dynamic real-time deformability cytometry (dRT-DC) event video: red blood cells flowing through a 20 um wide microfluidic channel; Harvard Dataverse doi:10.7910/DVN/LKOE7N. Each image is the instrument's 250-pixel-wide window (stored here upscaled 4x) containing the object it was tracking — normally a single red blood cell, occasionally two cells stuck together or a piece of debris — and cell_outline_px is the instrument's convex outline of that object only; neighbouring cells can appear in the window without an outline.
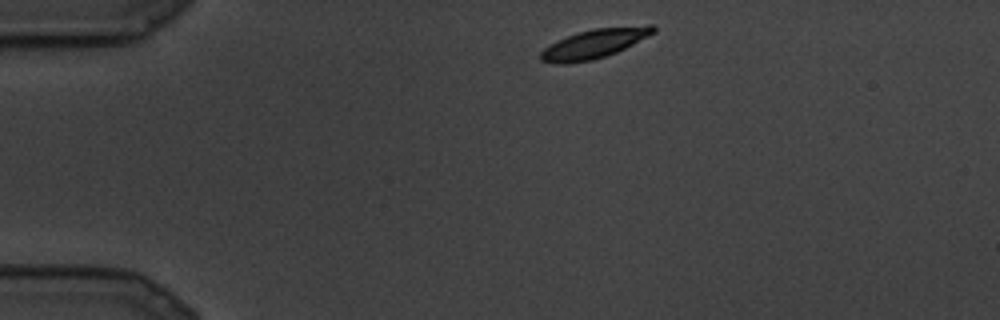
{"species": "common noctule bat (a hibernating species)", "species_latin": "Nyctalus noctula", "temperature_condition": "cold", "stored_images_in_passage": 12, "camera_frame_rate_fps": 3000, "um_per_image_px": 0.085, "animal": {"sex": "male", "body_mass_g": 19.5, "forearm_length_mm": 54.6}, "frame": {"image": 1, "passage_image": 1, "time_ms": 0.0, "image_size_px": [1000, 320], "cell_outline_px": [[656, 32], [616, 52], [592, 60], [564, 64], [560, 64], [540, 60], [540, 52], [544, 48], [568, 36], [592, 28], [648, 24], [652, 24], [656, 28]], "centroid_in_image_um": [50.56, 3.69], "position_along_channel_um": 34.4, "area_um2": 18.96}}
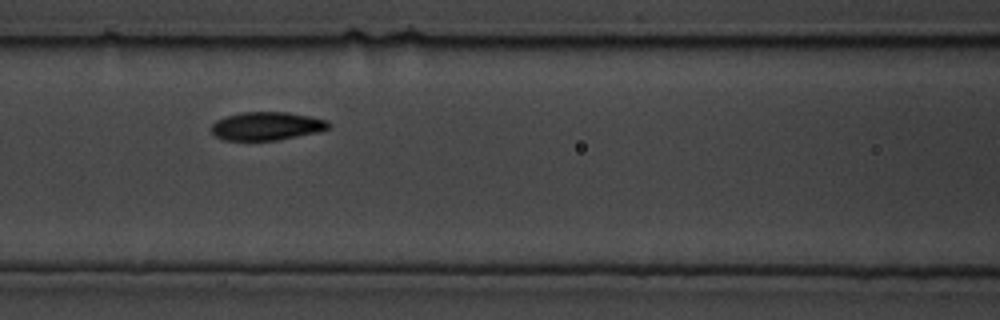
{"frame": {"image": 2, "passage_image": 7, "time_ms": 2.0, "image_size_px": [1000, 320], "cell_outline_px": [[328, 128], [316, 132], [276, 140], [224, 140], [216, 136], [212, 132], [212, 124], [216, 120], [224, 116], [244, 112], [288, 112], [328, 120]], "centroid_in_image_um": [22.62, 10.71], "position_along_channel_um": 144.0, "area_um2": 19.07}}
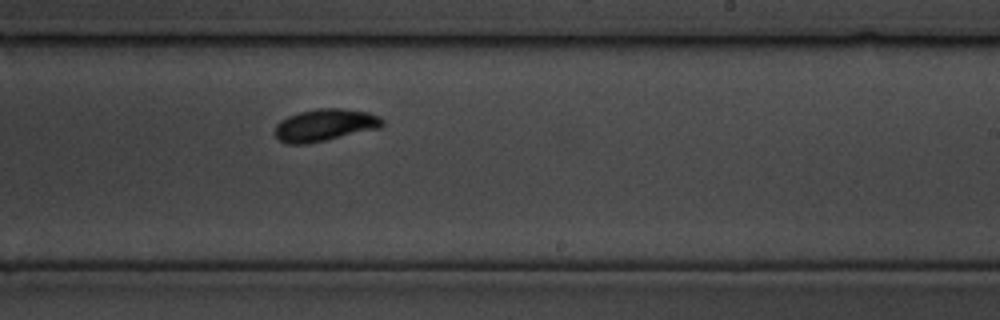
{"frame": {"image": 3, "passage_image": 12, "time_ms": 3.667, "image_size_px": [1000, 320], "cell_outline_px": [[384, 124], [380, 128], [308, 144], [288, 144], [280, 140], [272, 132], [276, 124], [280, 120], [288, 116], [300, 112], [320, 108], [340, 108], [368, 112], [380, 116], [384, 120]], "centroid_in_image_um": [27.6, 10.63], "position_along_channel_um": 261.4, "area_um2": 20.29}}